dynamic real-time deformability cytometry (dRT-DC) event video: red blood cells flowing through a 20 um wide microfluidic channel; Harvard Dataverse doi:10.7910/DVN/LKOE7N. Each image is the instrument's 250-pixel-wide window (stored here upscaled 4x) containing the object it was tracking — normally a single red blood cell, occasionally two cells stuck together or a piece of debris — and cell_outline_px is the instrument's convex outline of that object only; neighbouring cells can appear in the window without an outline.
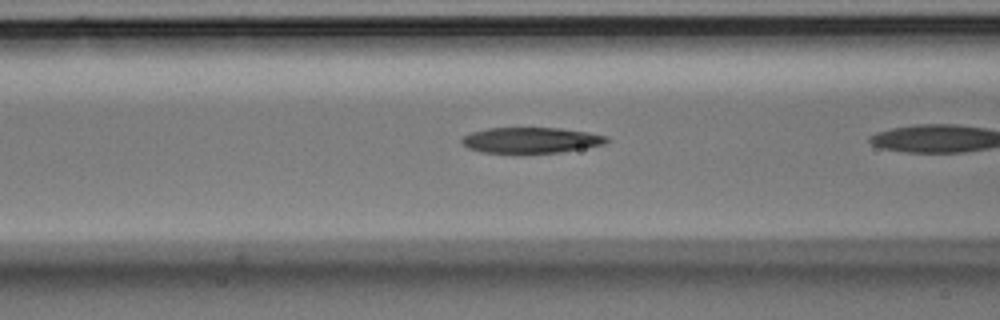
{"species": "Egyptian fruit bat (a non-hibernating species)", "species_latin": "Rousettus aegyptiacus", "temperature_condition": "room temperature", "stored_images_in_passage": 7, "camera_frame_rate_fps": 3000, "um_per_image_px": 0.085, "animal": {"sex": "male"}, "frame": {"image": 1, "passage_image": 3, "time_ms": 0.667, "image_size_px": [1000, 320], "cell_outline_px": [[608, 140], [604, 144], [560, 152], [524, 156], [520, 156], [480, 152], [468, 148], [460, 140], [464, 136], [472, 132], [488, 128], [560, 128], [588, 132], [608, 136]], "centroid_in_image_um": [45.08, 11.96], "position_along_channel_um": 121.5, "area_um2": 22.54}}
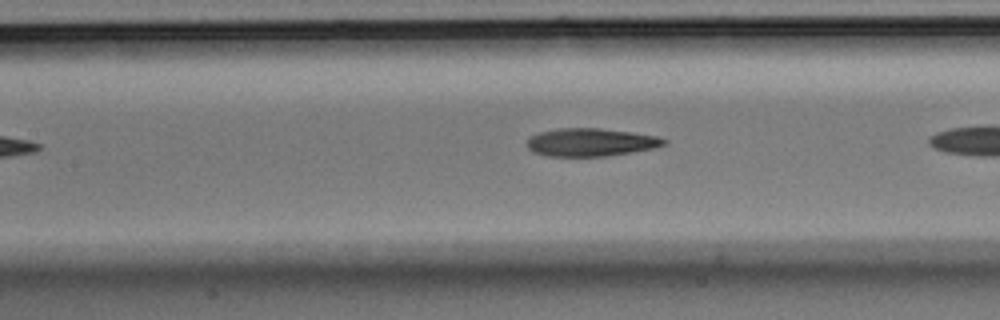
{"frame": {"image": 2, "passage_image": 6, "time_ms": 1.667, "image_size_px": [1000, 320], "cell_outline_px": [[668, 144], [652, 148], [632, 152], [608, 156], [548, 156], [532, 152], [528, 148], [528, 136], [540, 132], [560, 128], [600, 128], [632, 132], [656, 136], [668, 140]], "centroid_in_image_um": [50.21, 12.09], "position_along_channel_um": 157.2, "area_um2": 22.37}}